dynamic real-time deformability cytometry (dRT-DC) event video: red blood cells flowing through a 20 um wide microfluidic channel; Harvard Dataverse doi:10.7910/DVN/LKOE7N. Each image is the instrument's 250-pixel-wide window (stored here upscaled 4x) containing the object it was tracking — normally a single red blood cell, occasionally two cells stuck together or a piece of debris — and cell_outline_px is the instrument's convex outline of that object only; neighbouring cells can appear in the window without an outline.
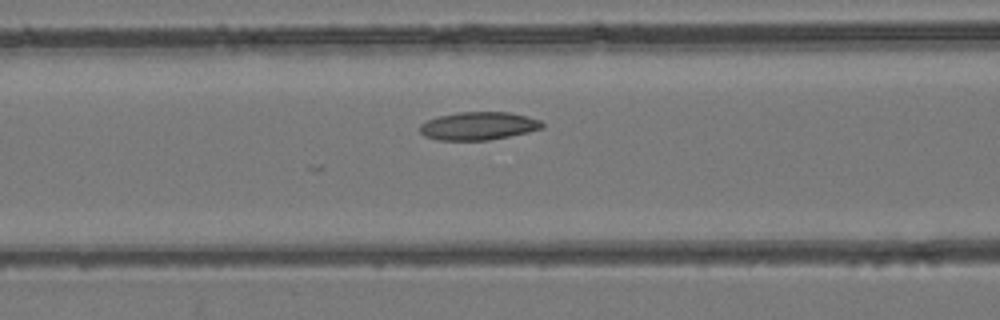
{"species": "common noctule bat (a hibernating species)", "species_latin": "Nyctalus noctula", "temperature_condition": "room temperature", "stored_images_in_passage": 44, "camera_frame_rate_fps": 3000, "um_per_image_px": 0.085, "animal": {"sex": "female", "body_mass_g": 24.6, "forearm_length_mm": 56.2}, "frame": {"image": 1, "passage_image": 15, "time_ms": 4.667, "image_size_px": [1000, 320], "cell_outline_px": [[544, 128], [528, 132], [488, 140], [436, 140], [424, 136], [420, 132], [420, 124], [428, 120], [440, 116], [456, 112], [508, 112], [528, 116], [540, 120], [544, 124]], "centroid_in_image_um": [40.67, 10.7], "position_along_channel_um": 125.9, "area_um2": 20.0}}
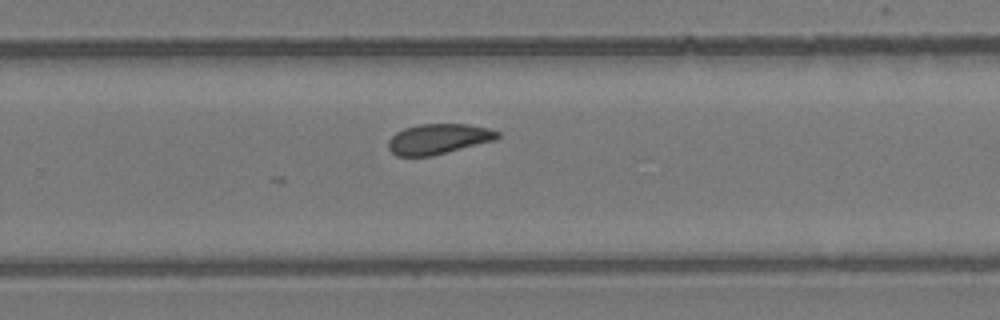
{"frame": {"image": 2, "passage_image": 27, "time_ms": 8.667, "image_size_px": [1000, 320], "cell_outline_px": [[500, 136], [496, 140], [432, 156], [396, 156], [388, 148], [388, 140], [396, 132], [404, 128], [420, 124], [468, 124], [488, 128], [500, 132]], "centroid_in_image_um": [37.27, 11.81], "position_along_channel_um": 292.5, "area_um2": 19.36}}
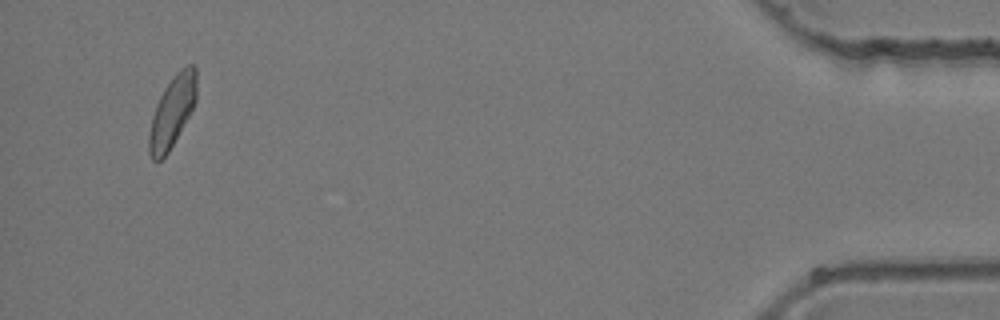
{"frame": {"image": 3, "passage_image": 42, "time_ms": 13.667, "image_size_px": [1000, 320], "cell_outline_px": [[196, 100], [188, 116], [168, 152], [160, 160], [152, 160], [148, 152], [148, 136], [152, 116], [156, 104], [164, 88], [172, 76], [180, 68], [188, 64], [196, 64]], "centroid_in_image_um": [14.62, 9.44], "position_along_channel_um": 420.6, "area_um2": 19.59}}